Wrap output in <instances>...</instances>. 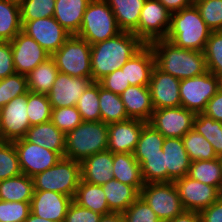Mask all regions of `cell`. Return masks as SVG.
<instances>
[{
	"instance_id": "39",
	"label": "cell",
	"mask_w": 222,
	"mask_h": 222,
	"mask_svg": "<svg viewBox=\"0 0 222 222\" xmlns=\"http://www.w3.org/2000/svg\"><path fill=\"white\" fill-rule=\"evenodd\" d=\"M99 102V83L92 82L76 103L83 121H101Z\"/></svg>"
},
{
	"instance_id": "11",
	"label": "cell",
	"mask_w": 222,
	"mask_h": 222,
	"mask_svg": "<svg viewBox=\"0 0 222 222\" xmlns=\"http://www.w3.org/2000/svg\"><path fill=\"white\" fill-rule=\"evenodd\" d=\"M28 92L12 99L0 109L2 141L13 142L25 138L30 126L27 115Z\"/></svg>"
},
{
	"instance_id": "13",
	"label": "cell",
	"mask_w": 222,
	"mask_h": 222,
	"mask_svg": "<svg viewBox=\"0 0 222 222\" xmlns=\"http://www.w3.org/2000/svg\"><path fill=\"white\" fill-rule=\"evenodd\" d=\"M196 114L180 106L174 108L155 109L149 123L165 138H182L193 129Z\"/></svg>"
},
{
	"instance_id": "56",
	"label": "cell",
	"mask_w": 222,
	"mask_h": 222,
	"mask_svg": "<svg viewBox=\"0 0 222 222\" xmlns=\"http://www.w3.org/2000/svg\"><path fill=\"white\" fill-rule=\"evenodd\" d=\"M166 222H201L199 212L184 210L181 214Z\"/></svg>"
},
{
	"instance_id": "31",
	"label": "cell",
	"mask_w": 222,
	"mask_h": 222,
	"mask_svg": "<svg viewBox=\"0 0 222 222\" xmlns=\"http://www.w3.org/2000/svg\"><path fill=\"white\" fill-rule=\"evenodd\" d=\"M78 205L101 215L113 213L107 204V199L101 185L80 181L73 199Z\"/></svg>"
},
{
	"instance_id": "19",
	"label": "cell",
	"mask_w": 222,
	"mask_h": 222,
	"mask_svg": "<svg viewBox=\"0 0 222 222\" xmlns=\"http://www.w3.org/2000/svg\"><path fill=\"white\" fill-rule=\"evenodd\" d=\"M147 122L140 119H128L108 124V147L112 153H134L143 126Z\"/></svg>"
},
{
	"instance_id": "26",
	"label": "cell",
	"mask_w": 222,
	"mask_h": 222,
	"mask_svg": "<svg viewBox=\"0 0 222 222\" xmlns=\"http://www.w3.org/2000/svg\"><path fill=\"white\" fill-rule=\"evenodd\" d=\"M112 9L121 31L132 32L138 37L140 12L146 0H105Z\"/></svg>"
},
{
	"instance_id": "52",
	"label": "cell",
	"mask_w": 222,
	"mask_h": 222,
	"mask_svg": "<svg viewBox=\"0 0 222 222\" xmlns=\"http://www.w3.org/2000/svg\"><path fill=\"white\" fill-rule=\"evenodd\" d=\"M10 41H0V80L15 74Z\"/></svg>"
},
{
	"instance_id": "47",
	"label": "cell",
	"mask_w": 222,
	"mask_h": 222,
	"mask_svg": "<svg viewBox=\"0 0 222 222\" xmlns=\"http://www.w3.org/2000/svg\"><path fill=\"white\" fill-rule=\"evenodd\" d=\"M195 6L212 31L222 30V0H202Z\"/></svg>"
},
{
	"instance_id": "6",
	"label": "cell",
	"mask_w": 222,
	"mask_h": 222,
	"mask_svg": "<svg viewBox=\"0 0 222 222\" xmlns=\"http://www.w3.org/2000/svg\"><path fill=\"white\" fill-rule=\"evenodd\" d=\"M114 13L105 0H91L83 15L81 28L76 35L90 45L119 34Z\"/></svg>"
},
{
	"instance_id": "27",
	"label": "cell",
	"mask_w": 222,
	"mask_h": 222,
	"mask_svg": "<svg viewBox=\"0 0 222 222\" xmlns=\"http://www.w3.org/2000/svg\"><path fill=\"white\" fill-rule=\"evenodd\" d=\"M25 138L34 144L57 152L61 157L65 153L66 135L61 132L51 121L31 126Z\"/></svg>"
},
{
	"instance_id": "43",
	"label": "cell",
	"mask_w": 222,
	"mask_h": 222,
	"mask_svg": "<svg viewBox=\"0 0 222 222\" xmlns=\"http://www.w3.org/2000/svg\"><path fill=\"white\" fill-rule=\"evenodd\" d=\"M165 137L149 123H146L139 137L134 155H154L162 150Z\"/></svg>"
},
{
	"instance_id": "54",
	"label": "cell",
	"mask_w": 222,
	"mask_h": 222,
	"mask_svg": "<svg viewBox=\"0 0 222 222\" xmlns=\"http://www.w3.org/2000/svg\"><path fill=\"white\" fill-rule=\"evenodd\" d=\"M203 114L222 122V88L208 101Z\"/></svg>"
},
{
	"instance_id": "23",
	"label": "cell",
	"mask_w": 222,
	"mask_h": 222,
	"mask_svg": "<svg viewBox=\"0 0 222 222\" xmlns=\"http://www.w3.org/2000/svg\"><path fill=\"white\" fill-rule=\"evenodd\" d=\"M81 164V180L102 185L114 179L113 176V153L109 150L98 152L85 158Z\"/></svg>"
},
{
	"instance_id": "33",
	"label": "cell",
	"mask_w": 222,
	"mask_h": 222,
	"mask_svg": "<svg viewBox=\"0 0 222 222\" xmlns=\"http://www.w3.org/2000/svg\"><path fill=\"white\" fill-rule=\"evenodd\" d=\"M21 30L19 2L0 0V41H11Z\"/></svg>"
},
{
	"instance_id": "8",
	"label": "cell",
	"mask_w": 222,
	"mask_h": 222,
	"mask_svg": "<svg viewBox=\"0 0 222 222\" xmlns=\"http://www.w3.org/2000/svg\"><path fill=\"white\" fill-rule=\"evenodd\" d=\"M222 88V80L207 71L204 74L183 79L180 82L181 106L194 112L203 113L208 101Z\"/></svg>"
},
{
	"instance_id": "15",
	"label": "cell",
	"mask_w": 222,
	"mask_h": 222,
	"mask_svg": "<svg viewBox=\"0 0 222 222\" xmlns=\"http://www.w3.org/2000/svg\"><path fill=\"white\" fill-rule=\"evenodd\" d=\"M184 210L200 212L209 207L220 196L215 186L190 178L188 175L174 181Z\"/></svg>"
},
{
	"instance_id": "34",
	"label": "cell",
	"mask_w": 222,
	"mask_h": 222,
	"mask_svg": "<svg viewBox=\"0 0 222 222\" xmlns=\"http://www.w3.org/2000/svg\"><path fill=\"white\" fill-rule=\"evenodd\" d=\"M58 72L54 60L51 57L48 58L26 76L28 90L47 95L55 82Z\"/></svg>"
},
{
	"instance_id": "46",
	"label": "cell",
	"mask_w": 222,
	"mask_h": 222,
	"mask_svg": "<svg viewBox=\"0 0 222 222\" xmlns=\"http://www.w3.org/2000/svg\"><path fill=\"white\" fill-rule=\"evenodd\" d=\"M51 122L65 135L83 120L76 106L52 109Z\"/></svg>"
},
{
	"instance_id": "42",
	"label": "cell",
	"mask_w": 222,
	"mask_h": 222,
	"mask_svg": "<svg viewBox=\"0 0 222 222\" xmlns=\"http://www.w3.org/2000/svg\"><path fill=\"white\" fill-rule=\"evenodd\" d=\"M19 158L13 142H0V181L21 175Z\"/></svg>"
},
{
	"instance_id": "57",
	"label": "cell",
	"mask_w": 222,
	"mask_h": 222,
	"mask_svg": "<svg viewBox=\"0 0 222 222\" xmlns=\"http://www.w3.org/2000/svg\"><path fill=\"white\" fill-rule=\"evenodd\" d=\"M100 222H125L122 213H111L102 215Z\"/></svg>"
},
{
	"instance_id": "17",
	"label": "cell",
	"mask_w": 222,
	"mask_h": 222,
	"mask_svg": "<svg viewBox=\"0 0 222 222\" xmlns=\"http://www.w3.org/2000/svg\"><path fill=\"white\" fill-rule=\"evenodd\" d=\"M92 82L89 78L72 77L58 72L47 94L52 109L76 106L77 101Z\"/></svg>"
},
{
	"instance_id": "32",
	"label": "cell",
	"mask_w": 222,
	"mask_h": 222,
	"mask_svg": "<svg viewBox=\"0 0 222 222\" xmlns=\"http://www.w3.org/2000/svg\"><path fill=\"white\" fill-rule=\"evenodd\" d=\"M188 176L222 190V158L191 161Z\"/></svg>"
},
{
	"instance_id": "53",
	"label": "cell",
	"mask_w": 222,
	"mask_h": 222,
	"mask_svg": "<svg viewBox=\"0 0 222 222\" xmlns=\"http://www.w3.org/2000/svg\"><path fill=\"white\" fill-rule=\"evenodd\" d=\"M201 222H222V197L199 212Z\"/></svg>"
},
{
	"instance_id": "59",
	"label": "cell",
	"mask_w": 222,
	"mask_h": 222,
	"mask_svg": "<svg viewBox=\"0 0 222 222\" xmlns=\"http://www.w3.org/2000/svg\"><path fill=\"white\" fill-rule=\"evenodd\" d=\"M190 1H191L192 5H195L196 3H198L199 1H202V0H190Z\"/></svg>"
},
{
	"instance_id": "41",
	"label": "cell",
	"mask_w": 222,
	"mask_h": 222,
	"mask_svg": "<svg viewBox=\"0 0 222 222\" xmlns=\"http://www.w3.org/2000/svg\"><path fill=\"white\" fill-rule=\"evenodd\" d=\"M203 53L207 70L222 80V30L211 32Z\"/></svg>"
},
{
	"instance_id": "2",
	"label": "cell",
	"mask_w": 222,
	"mask_h": 222,
	"mask_svg": "<svg viewBox=\"0 0 222 222\" xmlns=\"http://www.w3.org/2000/svg\"><path fill=\"white\" fill-rule=\"evenodd\" d=\"M155 55V65L164 73L179 80L206 73L207 65L201 51L183 49L167 39L155 40L149 44Z\"/></svg>"
},
{
	"instance_id": "22",
	"label": "cell",
	"mask_w": 222,
	"mask_h": 222,
	"mask_svg": "<svg viewBox=\"0 0 222 222\" xmlns=\"http://www.w3.org/2000/svg\"><path fill=\"white\" fill-rule=\"evenodd\" d=\"M155 66V55L150 45H145L130 58L121 70H125L126 81L131 86H148Z\"/></svg>"
},
{
	"instance_id": "9",
	"label": "cell",
	"mask_w": 222,
	"mask_h": 222,
	"mask_svg": "<svg viewBox=\"0 0 222 222\" xmlns=\"http://www.w3.org/2000/svg\"><path fill=\"white\" fill-rule=\"evenodd\" d=\"M140 197L162 221L173 219L184 211L174 182L146 183Z\"/></svg>"
},
{
	"instance_id": "24",
	"label": "cell",
	"mask_w": 222,
	"mask_h": 222,
	"mask_svg": "<svg viewBox=\"0 0 222 222\" xmlns=\"http://www.w3.org/2000/svg\"><path fill=\"white\" fill-rule=\"evenodd\" d=\"M127 116L148 122L155 110L148 86H129L121 95Z\"/></svg>"
},
{
	"instance_id": "12",
	"label": "cell",
	"mask_w": 222,
	"mask_h": 222,
	"mask_svg": "<svg viewBox=\"0 0 222 222\" xmlns=\"http://www.w3.org/2000/svg\"><path fill=\"white\" fill-rule=\"evenodd\" d=\"M22 31L33 38L50 56L72 36L54 17L21 21Z\"/></svg>"
},
{
	"instance_id": "58",
	"label": "cell",
	"mask_w": 222,
	"mask_h": 222,
	"mask_svg": "<svg viewBox=\"0 0 222 222\" xmlns=\"http://www.w3.org/2000/svg\"><path fill=\"white\" fill-rule=\"evenodd\" d=\"M24 222H56V221L44 219L30 212L29 216L25 219Z\"/></svg>"
},
{
	"instance_id": "20",
	"label": "cell",
	"mask_w": 222,
	"mask_h": 222,
	"mask_svg": "<svg viewBox=\"0 0 222 222\" xmlns=\"http://www.w3.org/2000/svg\"><path fill=\"white\" fill-rule=\"evenodd\" d=\"M73 198L53 191H34L30 201L31 212L44 219L64 222Z\"/></svg>"
},
{
	"instance_id": "35",
	"label": "cell",
	"mask_w": 222,
	"mask_h": 222,
	"mask_svg": "<svg viewBox=\"0 0 222 222\" xmlns=\"http://www.w3.org/2000/svg\"><path fill=\"white\" fill-rule=\"evenodd\" d=\"M99 101L101 121L103 123L108 125L130 119L125 111L121 96L106 90L100 84Z\"/></svg>"
},
{
	"instance_id": "25",
	"label": "cell",
	"mask_w": 222,
	"mask_h": 222,
	"mask_svg": "<svg viewBox=\"0 0 222 222\" xmlns=\"http://www.w3.org/2000/svg\"><path fill=\"white\" fill-rule=\"evenodd\" d=\"M91 0H56L54 18L71 35H77Z\"/></svg>"
},
{
	"instance_id": "14",
	"label": "cell",
	"mask_w": 222,
	"mask_h": 222,
	"mask_svg": "<svg viewBox=\"0 0 222 222\" xmlns=\"http://www.w3.org/2000/svg\"><path fill=\"white\" fill-rule=\"evenodd\" d=\"M13 143L18 153L21 172L29 177L53 167L61 159L57 152L29 142L26 138Z\"/></svg>"
},
{
	"instance_id": "10",
	"label": "cell",
	"mask_w": 222,
	"mask_h": 222,
	"mask_svg": "<svg viewBox=\"0 0 222 222\" xmlns=\"http://www.w3.org/2000/svg\"><path fill=\"white\" fill-rule=\"evenodd\" d=\"M170 20L171 12L158 0H146L140 12L138 38L145 45L165 39L170 28Z\"/></svg>"
},
{
	"instance_id": "18",
	"label": "cell",
	"mask_w": 222,
	"mask_h": 222,
	"mask_svg": "<svg viewBox=\"0 0 222 222\" xmlns=\"http://www.w3.org/2000/svg\"><path fill=\"white\" fill-rule=\"evenodd\" d=\"M180 82L178 78L164 73L154 66L148 85L154 109L181 106Z\"/></svg>"
},
{
	"instance_id": "5",
	"label": "cell",
	"mask_w": 222,
	"mask_h": 222,
	"mask_svg": "<svg viewBox=\"0 0 222 222\" xmlns=\"http://www.w3.org/2000/svg\"><path fill=\"white\" fill-rule=\"evenodd\" d=\"M32 178L34 191H53L74 199L81 181V164L79 161L61 157L53 167Z\"/></svg>"
},
{
	"instance_id": "48",
	"label": "cell",
	"mask_w": 222,
	"mask_h": 222,
	"mask_svg": "<svg viewBox=\"0 0 222 222\" xmlns=\"http://www.w3.org/2000/svg\"><path fill=\"white\" fill-rule=\"evenodd\" d=\"M125 222H162L139 196L123 213Z\"/></svg>"
},
{
	"instance_id": "4",
	"label": "cell",
	"mask_w": 222,
	"mask_h": 222,
	"mask_svg": "<svg viewBox=\"0 0 222 222\" xmlns=\"http://www.w3.org/2000/svg\"><path fill=\"white\" fill-rule=\"evenodd\" d=\"M107 147L108 125L102 121H83L66 134L64 157L81 162Z\"/></svg>"
},
{
	"instance_id": "50",
	"label": "cell",
	"mask_w": 222,
	"mask_h": 222,
	"mask_svg": "<svg viewBox=\"0 0 222 222\" xmlns=\"http://www.w3.org/2000/svg\"><path fill=\"white\" fill-rule=\"evenodd\" d=\"M101 87L121 95L130 85L126 81L125 70L117 69L98 81Z\"/></svg>"
},
{
	"instance_id": "60",
	"label": "cell",
	"mask_w": 222,
	"mask_h": 222,
	"mask_svg": "<svg viewBox=\"0 0 222 222\" xmlns=\"http://www.w3.org/2000/svg\"><path fill=\"white\" fill-rule=\"evenodd\" d=\"M1 118V117H0ZM2 141L1 129H0V142Z\"/></svg>"
},
{
	"instance_id": "21",
	"label": "cell",
	"mask_w": 222,
	"mask_h": 222,
	"mask_svg": "<svg viewBox=\"0 0 222 222\" xmlns=\"http://www.w3.org/2000/svg\"><path fill=\"white\" fill-rule=\"evenodd\" d=\"M162 149L165 154L167 182H174L188 175L191 160L184 148L182 138H165Z\"/></svg>"
},
{
	"instance_id": "30",
	"label": "cell",
	"mask_w": 222,
	"mask_h": 222,
	"mask_svg": "<svg viewBox=\"0 0 222 222\" xmlns=\"http://www.w3.org/2000/svg\"><path fill=\"white\" fill-rule=\"evenodd\" d=\"M34 194V181L25 174L0 181V200L30 202Z\"/></svg>"
},
{
	"instance_id": "16",
	"label": "cell",
	"mask_w": 222,
	"mask_h": 222,
	"mask_svg": "<svg viewBox=\"0 0 222 222\" xmlns=\"http://www.w3.org/2000/svg\"><path fill=\"white\" fill-rule=\"evenodd\" d=\"M15 72L27 76L51 56L22 30L10 41Z\"/></svg>"
},
{
	"instance_id": "36",
	"label": "cell",
	"mask_w": 222,
	"mask_h": 222,
	"mask_svg": "<svg viewBox=\"0 0 222 222\" xmlns=\"http://www.w3.org/2000/svg\"><path fill=\"white\" fill-rule=\"evenodd\" d=\"M141 167L142 177L146 183L167 182V168L163 149L159 154L134 155Z\"/></svg>"
},
{
	"instance_id": "55",
	"label": "cell",
	"mask_w": 222,
	"mask_h": 222,
	"mask_svg": "<svg viewBox=\"0 0 222 222\" xmlns=\"http://www.w3.org/2000/svg\"><path fill=\"white\" fill-rule=\"evenodd\" d=\"M171 13L192 6L190 0H158Z\"/></svg>"
},
{
	"instance_id": "7",
	"label": "cell",
	"mask_w": 222,
	"mask_h": 222,
	"mask_svg": "<svg viewBox=\"0 0 222 222\" xmlns=\"http://www.w3.org/2000/svg\"><path fill=\"white\" fill-rule=\"evenodd\" d=\"M58 71L72 77L92 79L91 45L76 35L70 36L63 46L51 55Z\"/></svg>"
},
{
	"instance_id": "28",
	"label": "cell",
	"mask_w": 222,
	"mask_h": 222,
	"mask_svg": "<svg viewBox=\"0 0 222 222\" xmlns=\"http://www.w3.org/2000/svg\"><path fill=\"white\" fill-rule=\"evenodd\" d=\"M112 172L114 179L134 186L139 192L145 185L140 164L133 153H113Z\"/></svg>"
},
{
	"instance_id": "49",
	"label": "cell",
	"mask_w": 222,
	"mask_h": 222,
	"mask_svg": "<svg viewBox=\"0 0 222 222\" xmlns=\"http://www.w3.org/2000/svg\"><path fill=\"white\" fill-rule=\"evenodd\" d=\"M30 212V202L0 200V222H24Z\"/></svg>"
},
{
	"instance_id": "45",
	"label": "cell",
	"mask_w": 222,
	"mask_h": 222,
	"mask_svg": "<svg viewBox=\"0 0 222 222\" xmlns=\"http://www.w3.org/2000/svg\"><path fill=\"white\" fill-rule=\"evenodd\" d=\"M56 0H21V21L53 17Z\"/></svg>"
},
{
	"instance_id": "44",
	"label": "cell",
	"mask_w": 222,
	"mask_h": 222,
	"mask_svg": "<svg viewBox=\"0 0 222 222\" xmlns=\"http://www.w3.org/2000/svg\"><path fill=\"white\" fill-rule=\"evenodd\" d=\"M27 77L15 73L0 80V109L17 96L28 92Z\"/></svg>"
},
{
	"instance_id": "38",
	"label": "cell",
	"mask_w": 222,
	"mask_h": 222,
	"mask_svg": "<svg viewBox=\"0 0 222 222\" xmlns=\"http://www.w3.org/2000/svg\"><path fill=\"white\" fill-rule=\"evenodd\" d=\"M182 141L191 161L218 158L211 143L194 129L188 131L182 137Z\"/></svg>"
},
{
	"instance_id": "40",
	"label": "cell",
	"mask_w": 222,
	"mask_h": 222,
	"mask_svg": "<svg viewBox=\"0 0 222 222\" xmlns=\"http://www.w3.org/2000/svg\"><path fill=\"white\" fill-rule=\"evenodd\" d=\"M27 107L30 126L51 121L52 106L47 95L28 91Z\"/></svg>"
},
{
	"instance_id": "51",
	"label": "cell",
	"mask_w": 222,
	"mask_h": 222,
	"mask_svg": "<svg viewBox=\"0 0 222 222\" xmlns=\"http://www.w3.org/2000/svg\"><path fill=\"white\" fill-rule=\"evenodd\" d=\"M102 215L78 205L74 200L70 204L64 222H100Z\"/></svg>"
},
{
	"instance_id": "1",
	"label": "cell",
	"mask_w": 222,
	"mask_h": 222,
	"mask_svg": "<svg viewBox=\"0 0 222 222\" xmlns=\"http://www.w3.org/2000/svg\"><path fill=\"white\" fill-rule=\"evenodd\" d=\"M145 44L132 32L121 31L116 36L91 45L92 81L120 69Z\"/></svg>"
},
{
	"instance_id": "3",
	"label": "cell",
	"mask_w": 222,
	"mask_h": 222,
	"mask_svg": "<svg viewBox=\"0 0 222 222\" xmlns=\"http://www.w3.org/2000/svg\"><path fill=\"white\" fill-rule=\"evenodd\" d=\"M212 30L195 5L171 13L170 28L165 39L175 46L203 52Z\"/></svg>"
},
{
	"instance_id": "29",
	"label": "cell",
	"mask_w": 222,
	"mask_h": 222,
	"mask_svg": "<svg viewBox=\"0 0 222 222\" xmlns=\"http://www.w3.org/2000/svg\"><path fill=\"white\" fill-rule=\"evenodd\" d=\"M109 209L113 213H123L139 196L140 192L132 185L112 179L101 185Z\"/></svg>"
},
{
	"instance_id": "37",
	"label": "cell",
	"mask_w": 222,
	"mask_h": 222,
	"mask_svg": "<svg viewBox=\"0 0 222 222\" xmlns=\"http://www.w3.org/2000/svg\"><path fill=\"white\" fill-rule=\"evenodd\" d=\"M193 129L203 135L211 143L217 157L222 158V122L198 113L193 121Z\"/></svg>"
}]
</instances>
